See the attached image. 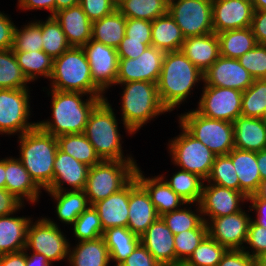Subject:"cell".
Returning <instances> with one entry per match:
<instances>
[{
  "label": "cell",
  "mask_w": 266,
  "mask_h": 266,
  "mask_svg": "<svg viewBox=\"0 0 266 266\" xmlns=\"http://www.w3.org/2000/svg\"><path fill=\"white\" fill-rule=\"evenodd\" d=\"M119 266H160L150 252L140 243Z\"/></svg>",
  "instance_id": "obj_55"
},
{
  "label": "cell",
  "mask_w": 266,
  "mask_h": 266,
  "mask_svg": "<svg viewBox=\"0 0 266 266\" xmlns=\"http://www.w3.org/2000/svg\"><path fill=\"white\" fill-rule=\"evenodd\" d=\"M247 200V197L240 191L221 187L216 184L202 189V195L199 202V211L209 214L210 218L227 216L241 211L239 201Z\"/></svg>",
  "instance_id": "obj_20"
},
{
  "label": "cell",
  "mask_w": 266,
  "mask_h": 266,
  "mask_svg": "<svg viewBox=\"0 0 266 266\" xmlns=\"http://www.w3.org/2000/svg\"><path fill=\"white\" fill-rule=\"evenodd\" d=\"M19 159L39 187L47 189L53 181L54 162L58 150L57 138L38 126L20 135Z\"/></svg>",
  "instance_id": "obj_3"
},
{
  "label": "cell",
  "mask_w": 266,
  "mask_h": 266,
  "mask_svg": "<svg viewBox=\"0 0 266 266\" xmlns=\"http://www.w3.org/2000/svg\"><path fill=\"white\" fill-rule=\"evenodd\" d=\"M253 12L252 3L245 0H212L214 33L251 27Z\"/></svg>",
  "instance_id": "obj_18"
},
{
  "label": "cell",
  "mask_w": 266,
  "mask_h": 266,
  "mask_svg": "<svg viewBox=\"0 0 266 266\" xmlns=\"http://www.w3.org/2000/svg\"><path fill=\"white\" fill-rule=\"evenodd\" d=\"M0 266H26V253L23 250L0 255Z\"/></svg>",
  "instance_id": "obj_62"
},
{
  "label": "cell",
  "mask_w": 266,
  "mask_h": 266,
  "mask_svg": "<svg viewBox=\"0 0 266 266\" xmlns=\"http://www.w3.org/2000/svg\"><path fill=\"white\" fill-rule=\"evenodd\" d=\"M128 209L127 228L139 237L160 217L149 194L138 183L136 177L129 182Z\"/></svg>",
  "instance_id": "obj_19"
},
{
  "label": "cell",
  "mask_w": 266,
  "mask_h": 266,
  "mask_svg": "<svg viewBox=\"0 0 266 266\" xmlns=\"http://www.w3.org/2000/svg\"><path fill=\"white\" fill-rule=\"evenodd\" d=\"M27 82L13 50H0V89H26Z\"/></svg>",
  "instance_id": "obj_40"
},
{
  "label": "cell",
  "mask_w": 266,
  "mask_h": 266,
  "mask_svg": "<svg viewBox=\"0 0 266 266\" xmlns=\"http://www.w3.org/2000/svg\"><path fill=\"white\" fill-rule=\"evenodd\" d=\"M136 169L130 157L122 161L102 160L90 167L84 188L89 205L124 188L135 177Z\"/></svg>",
  "instance_id": "obj_6"
},
{
  "label": "cell",
  "mask_w": 266,
  "mask_h": 266,
  "mask_svg": "<svg viewBox=\"0 0 266 266\" xmlns=\"http://www.w3.org/2000/svg\"><path fill=\"white\" fill-rule=\"evenodd\" d=\"M102 237L109 249L110 259L117 262L116 266L122 264L140 244V237L126 227L108 228Z\"/></svg>",
  "instance_id": "obj_32"
},
{
  "label": "cell",
  "mask_w": 266,
  "mask_h": 266,
  "mask_svg": "<svg viewBox=\"0 0 266 266\" xmlns=\"http://www.w3.org/2000/svg\"><path fill=\"white\" fill-rule=\"evenodd\" d=\"M163 1H165L167 4H169L173 0H163Z\"/></svg>",
  "instance_id": "obj_73"
},
{
  "label": "cell",
  "mask_w": 266,
  "mask_h": 266,
  "mask_svg": "<svg viewBox=\"0 0 266 266\" xmlns=\"http://www.w3.org/2000/svg\"><path fill=\"white\" fill-rule=\"evenodd\" d=\"M246 243L255 250V253L253 251V254H250L253 258H256L261 253L265 252L266 228L257 225L254 221H250Z\"/></svg>",
  "instance_id": "obj_53"
},
{
  "label": "cell",
  "mask_w": 266,
  "mask_h": 266,
  "mask_svg": "<svg viewBox=\"0 0 266 266\" xmlns=\"http://www.w3.org/2000/svg\"><path fill=\"white\" fill-rule=\"evenodd\" d=\"M185 37L167 12L152 21L151 46L164 52L180 51Z\"/></svg>",
  "instance_id": "obj_31"
},
{
  "label": "cell",
  "mask_w": 266,
  "mask_h": 266,
  "mask_svg": "<svg viewBox=\"0 0 266 266\" xmlns=\"http://www.w3.org/2000/svg\"><path fill=\"white\" fill-rule=\"evenodd\" d=\"M73 224L74 234L80 242L95 240L103 236L101 220L93 205L83 211Z\"/></svg>",
  "instance_id": "obj_47"
},
{
  "label": "cell",
  "mask_w": 266,
  "mask_h": 266,
  "mask_svg": "<svg viewBox=\"0 0 266 266\" xmlns=\"http://www.w3.org/2000/svg\"><path fill=\"white\" fill-rule=\"evenodd\" d=\"M51 79L52 90L103 97L102 92L93 83L90 65L82 47H71L54 58Z\"/></svg>",
  "instance_id": "obj_4"
},
{
  "label": "cell",
  "mask_w": 266,
  "mask_h": 266,
  "mask_svg": "<svg viewBox=\"0 0 266 266\" xmlns=\"http://www.w3.org/2000/svg\"><path fill=\"white\" fill-rule=\"evenodd\" d=\"M266 108V78L254 79L242 93L241 116L261 118Z\"/></svg>",
  "instance_id": "obj_42"
},
{
  "label": "cell",
  "mask_w": 266,
  "mask_h": 266,
  "mask_svg": "<svg viewBox=\"0 0 266 266\" xmlns=\"http://www.w3.org/2000/svg\"><path fill=\"white\" fill-rule=\"evenodd\" d=\"M18 65L28 81L41 75L51 78L53 72L54 59L43 50L38 51H13Z\"/></svg>",
  "instance_id": "obj_38"
},
{
  "label": "cell",
  "mask_w": 266,
  "mask_h": 266,
  "mask_svg": "<svg viewBox=\"0 0 266 266\" xmlns=\"http://www.w3.org/2000/svg\"><path fill=\"white\" fill-rule=\"evenodd\" d=\"M242 91L231 88L204 86V92L196 110L210 119L233 123L241 116Z\"/></svg>",
  "instance_id": "obj_12"
},
{
  "label": "cell",
  "mask_w": 266,
  "mask_h": 266,
  "mask_svg": "<svg viewBox=\"0 0 266 266\" xmlns=\"http://www.w3.org/2000/svg\"><path fill=\"white\" fill-rule=\"evenodd\" d=\"M129 183L106 199L93 204L101 220L103 230L112 227H126L129 219Z\"/></svg>",
  "instance_id": "obj_25"
},
{
  "label": "cell",
  "mask_w": 266,
  "mask_h": 266,
  "mask_svg": "<svg viewBox=\"0 0 266 266\" xmlns=\"http://www.w3.org/2000/svg\"><path fill=\"white\" fill-rule=\"evenodd\" d=\"M24 28L20 31L15 27L12 50L24 52L43 50L40 21L31 23Z\"/></svg>",
  "instance_id": "obj_48"
},
{
  "label": "cell",
  "mask_w": 266,
  "mask_h": 266,
  "mask_svg": "<svg viewBox=\"0 0 266 266\" xmlns=\"http://www.w3.org/2000/svg\"><path fill=\"white\" fill-rule=\"evenodd\" d=\"M152 21L126 18L125 36L151 46Z\"/></svg>",
  "instance_id": "obj_52"
},
{
  "label": "cell",
  "mask_w": 266,
  "mask_h": 266,
  "mask_svg": "<svg viewBox=\"0 0 266 266\" xmlns=\"http://www.w3.org/2000/svg\"><path fill=\"white\" fill-rule=\"evenodd\" d=\"M255 195L263 200H266V180L261 181L259 188Z\"/></svg>",
  "instance_id": "obj_67"
},
{
  "label": "cell",
  "mask_w": 266,
  "mask_h": 266,
  "mask_svg": "<svg viewBox=\"0 0 266 266\" xmlns=\"http://www.w3.org/2000/svg\"><path fill=\"white\" fill-rule=\"evenodd\" d=\"M106 99L101 100L91 111L84 135L102 160L123 159L117 120Z\"/></svg>",
  "instance_id": "obj_7"
},
{
  "label": "cell",
  "mask_w": 266,
  "mask_h": 266,
  "mask_svg": "<svg viewBox=\"0 0 266 266\" xmlns=\"http://www.w3.org/2000/svg\"><path fill=\"white\" fill-rule=\"evenodd\" d=\"M5 189L18 200L26 197L35 202L38 199L40 187L30 177V174L19 159H5Z\"/></svg>",
  "instance_id": "obj_29"
},
{
  "label": "cell",
  "mask_w": 266,
  "mask_h": 266,
  "mask_svg": "<svg viewBox=\"0 0 266 266\" xmlns=\"http://www.w3.org/2000/svg\"><path fill=\"white\" fill-rule=\"evenodd\" d=\"M218 266H255V258L250 255L249 251L227 250L222 256Z\"/></svg>",
  "instance_id": "obj_54"
},
{
  "label": "cell",
  "mask_w": 266,
  "mask_h": 266,
  "mask_svg": "<svg viewBox=\"0 0 266 266\" xmlns=\"http://www.w3.org/2000/svg\"><path fill=\"white\" fill-rule=\"evenodd\" d=\"M51 262L39 253H33V255L28 256L26 254V266H50Z\"/></svg>",
  "instance_id": "obj_63"
},
{
  "label": "cell",
  "mask_w": 266,
  "mask_h": 266,
  "mask_svg": "<svg viewBox=\"0 0 266 266\" xmlns=\"http://www.w3.org/2000/svg\"><path fill=\"white\" fill-rule=\"evenodd\" d=\"M117 9L126 17L153 21L168 11V4L163 0H122Z\"/></svg>",
  "instance_id": "obj_39"
},
{
  "label": "cell",
  "mask_w": 266,
  "mask_h": 266,
  "mask_svg": "<svg viewBox=\"0 0 266 266\" xmlns=\"http://www.w3.org/2000/svg\"><path fill=\"white\" fill-rule=\"evenodd\" d=\"M252 202L253 209H256L258 218L254 220L257 225L266 228V200L257 197L255 194L247 197Z\"/></svg>",
  "instance_id": "obj_60"
},
{
  "label": "cell",
  "mask_w": 266,
  "mask_h": 266,
  "mask_svg": "<svg viewBox=\"0 0 266 266\" xmlns=\"http://www.w3.org/2000/svg\"><path fill=\"white\" fill-rule=\"evenodd\" d=\"M140 243L160 265L175 263L174 234L161 217L142 234Z\"/></svg>",
  "instance_id": "obj_22"
},
{
  "label": "cell",
  "mask_w": 266,
  "mask_h": 266,
  "mask_svg": "<svg viewBox=\"0 0 266 266\" xmlns=\"http://www.w3.org/2000/svg\"><path fill=\"white\" fill-rule=\"evenodd\" d=\"M57 200L56 212L62 222L73 224L78 216L88 208V198L84 190L48 191Z\"/></svg>",
  "instance_id": "obj_37"
},
{
  "label": "cell",
  "mask_w": 266,
  "mask_h": 266,
  "mask_svg": "<svg viewBox=\"0 0 266 266\" xmlns=\"http://www.w3.org/2000/svg\"><path fill=\"white\" fill-rule=\"evenodd\" d=\"M147 47L148 45L142 43V41L129 40V37L124 36L116 50L119 58L136 59Z\"/></svg>",
  "instance_id": "obj_56"
},
{
  "label": "cell",
  "mask_w": 266,
  "mask_h": 266,
  "mask_svg": "<svg viewBox=\"0 0 266 266\" xmlns=\"http://www.w3.org/2000/svg\"><path fill=\"white\" fill-rule=\"evenodd\" d=\"M203 180L200 176L190 173L188 171H178L173 175L170 181H165L168 186L186 203L200 202Z\"/></svg>",
  "instance_id": "obj_41"
},
{
  "label": "cell",
  "mask_w": 266,
  "mask_h": 266,
  "mask_svg": "<svg viewBox=\"0 0 266 266\" xmlns=\"http://www.w3.org/2000/svg\"><path fill=\"white\" fill-rule=\"evenodd\" d=\"M69 245L57 225L50 219H41L35 225H28L26 247L42 254L48 261L61 260L69 254Z\"/></svg>",
  "instance_id": "obj_13"
},
{
  "label": "cell",
  "mask_w": 266,
  "mask_h": 266,
  "mask_svg": "<svg viewBox=\"0 0 266 266\" xmlns=\"http://www.w3.org/2000/svg\"><path fill=\"white\" fill-rule=\"evenodd\" d=\"M182 53L204 74L220 56L216 33L185 38Z\"/></svg>",
  "instance_id": "obj_24"
},
{
  "label": "cell",
  "mask_w": 266,
  "mask_h": 266,
  "mask_svg": "<svg viewBox=\"0 0 266 266\" xmlns=\"http://www.w3.org/2000/svg\"><path fill=\"white\" fill-rule=\"evenodd\" d=\"M220 55L226 58L238 59L256 45V39L251 27L226 30L217 34Z\"/></svg>",
  "instance_id": "obj_34"
},
{
  "label": "cell",
  "mask_w": 266,
  "mask_h": 266,
  "mask_svg": "<svg viewBox=\"0 0 266 266\" xmlns=\"http://www.w3.org/2000/svg\"><path fill=\"white\" fill-rule=\"evenodd\" d=\"M135 177L138 183L149 194L151 202L156 208L159 216L171 211L178 210L179 205L185 202L179 195H177L166 182H163V177L144 178L139 168L137 167ZM176 208V209H175Z\"/></svg>",
  "instance_id": "obj_28"
},
{
  "label": "cell",
  "mask_w": 266,
  "mask_h": 266,
  "mask_svg": "<svg viewBox=\"0 0 266 266\" xmlns=\"http://www.w3.org/2000/svg\"><path fill=\"white\" fill-rule=\"evenodd\" d=\"M116 4L120 3L122 0H113Z\"/></svg>",
  "instance_id": "obj_72"
},
{
  "label": "cell",
  "mask_w": 266,
  "mask_h": 266,
  "mask_svg": "<svg viewBox=\"0 0 266 266\" xmlns=\"http://www.w3.org/2000/svg\"><path fill=\"white\" fill-rule=\"evenodd\" d=\"M200 79H204L203 73L181 50L165 52L157 89L161 103L167 111H172L184 101L194 83Z\"/></svg>",
  "instance_id": "obj_1"
},
{
  "label": "cell",
  "mask_w": 266,
  "mask_h": 266,
  "mask_svg": "<svg viewBox=\"0 0 266 266\" xmlns=\"http://www.w3.org/2000/svg\"><path fill=\"white\" fill-rule=\"evenodd\" d=\"M180 123L181 128L201 141L216 156L226 155L235 148L231 122L210 119L194 110L180 117Z\"/></svg>",
  "instance_id": "obj_8"
},
{
  "label": "cell",
  "mask_w": 266,
  "mask_h": 266,
  "mask_svg": "<svg viewBox=\"0 0 266 266\" xmlns=\"http://www.w3.org/2000/svg\"><path fill=\"white\" fill-rule=\"evenodd\" d=\"M5 159L0 160V189H5Z\"/></svg>",
  "instance_id": "obj_66"
},
{
  "label": "cell",
  "mask_w": 266,
  "mask_h": 266,
  "mask_svg": "<svg viewBox=\"0 0 266 266\" xmlns=\"http://www.w3.org/2000/svg\"><path fill=\"white\" fill-rule=\"evenodd\" d=\"M84 93L52 90V111L54 123L37 122L44 132L55 136L84 133L91 111L104 97L90 96L87 102L81 100Z\"/></svg>",
  "instance_id": "obj_2"
},
{
  "label": "cell",
  "mask_w": 266,
  "mask_h": 266,
  "mask_svg": "<svg viewBox=\"0 0 266 266\" xmlns=\"http://www.w3.org/2000/svg\"><path fill=\"white\" fill-rule=\"evenodd\" d=\"M160 217L174 235L187 230L197 229L204 221H206L204 218L194 214L190 210L187 211V209H178L167 212Z\"/></svg>",
  "instance_id": "obj_49"
},
{
  "label": "cell",
  "mask_w": 266,
  "mask_h": 266,
  "mask_svg": "<svg viewBox=\"0 0 266 266\" xmlns=\"http://www.w3.org/2000/svg\"><path fill=\"white\" fill-rule=\"evenodd\" d=\"M175 0L168 4V13L185 38L213 33L212 0Z\"/></svg>",
  "instance_id": "obj_9"
},
{
  "label": "cell",
  "mask_w": 266,
  "mask_h": 266,
  "mask_svg": "<svg viewBox=\"0 0 266 266\" xmlns=\"http://www.w3.org/2000/svg\"><path fill=\"white\" fill-rule=\"evenodd\" d=\"M19 6L24 9H48L52 12L51 17L55 14V0H19Z\"/></svg>",
  "instance_id": "obj_61"
},
{
  "label": "cell",
  "mask_w": 266,
  "mask_h": 266,
  "mask_svg": "<svg viewBox=\"0 0 266 266\" xmlns=\"http://www.w3.org/2000/svg\"><path fill=\"white\" fill-rule=\"evenodd\" d=\"M252 5L254 10H266V0H253Z\"/></svg>",
  "instance_id": "obj_68"
},
{
  "label": "cell",
  "mask_w": 266,
  "mask_h": 266,
  "mask_svg": "<svg viewBox=\"0 0 266 266\" xmlns=\"http://www.w3.org/2000/svg\"><path fill=\"white\" fill-rule=\"evenodd\" d=\"M240 184V192L246 197L254 195L261 183L257 164V152L233 148L229 153Z\"/></svg>",
  "instance_id": "obj_27"
},
{
  "label": "cell",
  "mask_w": 266,
  "mask_h": 266,
  "mask_svg": "<svg viewBox=\"0 0 266 266\" xmlns=\"http://www.w3.org/2000/svg\"><path fill=\"white\" fill-rule=\"evenodd\" d=\"M57 142L61 151L89 167L102 161L84 133L62 135L57 137Z\"/></svg>",
  "instance_id": "obj_36"
},
{
  "label": "cell",
  "mask_w": 266,
  "mask_h": 266,
  "mask_svg": "<svg viewBox=\"0 0 266 266\" xmlns=\"http://www.w3.org/2000/svg\"><path fill=\"white\" fill-rule=\"evenodd\" d=\"M14 30L11 20L0 13V50L13 48Z\"/></svg>",
  "instance_id": "obj_58"
},
{
  "label": "cell",
  "mask_w": 266,
  "mask_h": 266,
  "mask_svg": "<svg viewBox=\"0 0 266 266\" xmlns=\"http://www.w3.org/2000/svg\"><path fill=\"white\" fill-rule=\"evenodd\" d=\"M257 164L261 180H266V149L257 152Z\"/></svg>",
  "instance_id": "obj_64"
},
{
  "label": "cell",
  "mask_w": 266,
  "mask_h": 266,
  "mask_svg": "<svg viewBox=\"0 0 266 266\" xmlns=\"http://www.w3.org/2000/svg\"><path fill=\"white\" fill-rule=\"evenodd\" d=\"M68 260L73 266H107L111 259L104 238L100 237L79 242Z\"/></svg>",
  "instance_id": "obj_35"
},
{
  "label": "cell",
  "mask_w": 266,
  "mask_h": 266,
  "mask_svg": "<svg viewBox=\"0 0 266 266\" xmlns=\"http://www.w3.org/2000/svg\"><path fill=\"white\" fill-rule=\"evenodd\" d=\"M22 206V201L18 200L6 189H0V216L11 215Z\"/></svg>",
  "instance_id": "obj_59"
},
{
  "label": "cell",
  "mask_w": 266,
  "mask_h": 266,
  "mask_svg": "<svg viewBox=\"0 0 266 266\" xmlns=\"http://www.w3.org/2000/svg\"><path fill=\"white\" fill-rule=\"evenodd\" d=\"M27 89H0V132L21 135L34 129L37 123H27L29 97Z\"/></svg>",
  "instance_id": "obj_11"
},
{
  "label": "cell",
  "mask_w": 266,
  "mask_h": 266,
  "mask_svg": "<svg viewBox=\"0 0 266 266\" xmlns=\"http://www.w3.org/2000/svg\"><path fill=\"white\" fill-rule=\"evenodd\" d=\"M80 0H55V12L79 4Z\"/></svg>",
  "instance_id": "obj_65"
},
{
  "label": "cell",
  "mask_w": 266,
  "mask_h": 266,
  "mask_svg": "<svg viewBox=\"0 0 266 266\" xmlns=\"http://www.w3.org/2000/svg\"><path fill=\"white\" fill-rule=\"evenodd\" d=\"M82 49L90 65L94 85L103 92L109 85L116 84L119 64L117 50L93 39Z\"/></svg>",
  "instance_id": "obj_14"
},
{
  "label": "cell",
  "mask_w": 266,
  "mask_h": 266,
  "mask_svg": "<svg viewBox=\"0 0 266 266\" xmlns=\"http://www.w3.org/2000/svg\"><path fill=\"white\" fill-rule=\"evenodd\" d=\"M41 31L42 49L53 59L71 48L60 24L54 17L50 16L45 23H41Z\"/></svg>",
  "instance_id": "obj_43"
},
{
  "label": "cell",
  "mask_w": 266,
  "mask_h": 266,
  "mask_svg": "<svg viewBox=\"0 0 266 266\" xmlns=\"http://www.w3.org/2000/svg\"><path fill=\"white\" fill-rule=\"evenodd\" d=\"M212 225L208 224V235L224 246L227 250L244 249L248 228L251 221L242 210L227 216L212 218Z\"/></svg>",
  "instance_id": "obj_17"
},
{
  "label": "cell",
  "mask_w": 266,
  "mask_h": 266,
  "mask_svg": "<svg viewBox=\"0 0 266 266\" xmlns=\"http://www.w3.org/2000/svg\"><path fill=\"white\" fill-rule=\"evenodd\" d=\"M236 149L258 152L266 149V124L261 118L239 116L233 122Z\"/></svg>",
  "instance_id": "obj_26"
},
{
  "label": "cell",
  "mask_w": 266,
  "mask_h": 266,
  "mask_svg": "<svg viewBox=\"0 0 266 266\" xmlns=\"http://www.w3.org/2000/svg\"><path fill=\"white\" fill-rule=\"evenodd\" d=\"M239 63L254 79L266 78V45L257 44L238 58Z\"/></svg>",
  "instance_id": "obj_50"
},
{
  "label": "cell",
  "mask_w": 266,
  "mask_h": 266,
  "mask_svg": "<svg viewBox=\"0 0 266 266\" xmlns=\"http://www.w3.org/2000/svg\"><path fill=\"white\" fill-rule=\"evenodd\" d=\"M160 266H188V265L185 262H177V263L163 264Z\"/></svg>",
  "instance_id": "obj_70"
},
{
  "label": "cell",
  "mask_w": 266,
  "mask_h": 266,
  "mask_svg": "<svg viewBox=\"0 0 266 266\" xmlns=\"http://www.w3.org/2000/svg\"><path fill=\"white\" fill-rule=\"evenodd\" d=\"M206 86L231 88L244 92L252 85L254 78L239 63L238 59L219 56L203 74Z\"/></svg>",
  "instance_id": "obj_16"
},
{
  "label": "cell",
  "mask_w": 266,
  "mask_h": 266,
  "mask_svg": "<svg viewBox=\"0 0 266 266\" xmlns=\"http://www.w3.org/2000/svg\"><path fill=\"white\" fill-rule=\"evenodd\" d=\"M251 29L257 44L266 45V10H254Z\"/></svg>",
  "instance_id": "obj_57"
},
{
  "label": "cell",
  "mask_w": 266,
  "mask_h": 266,
  "mask_svg": "<svg viewBox=\"0 0 266 266\" xmlns=\"http://www.w3.org/2000/svg\"><path fill=\"white\" fill-rule=\"evenodd\" d=\"M53 17L60 24L71 47H82L92 38V22L79 4L61 9Z\"/></svg>",
  "instance_id": "obj_23"
},
{
  "label": "cell",
  "mask_w": 266,
  "mask_h": 266,
  "mask_svg": "<svg viewBox=\"0 0 266 266\" xmlns=\"http://www.w3.org/2000/svg\"><path fill=\"white\" fill-rule=\"evenodd\" d=\"M0 216V255L26 250L27 228L31 220Z\"/></svg>",
  "instance_id": "obj_30"
},
{
  "label": "cell",
  "mask_w": 266,
  "mask_h": 266,
  "mask_svg": "<svg viewBox=\"0 0 266 266\" xmlns=\"http://www.w3.org/2000/svg\"><path fill=\"white\" fill-rule=\"evenodd\" d=\"M125 26L126 17L116 9L110 15L92 22L91 39L116 49L124 39Z\"/></svg>",
  "instance_id": "obj_33"
},
{
  "label": "cell",
  "mask_w": 266,
  "mask_h": 266,
  "mask_svg": "<svg viewBox=\"0 0 266 266\" xmlns=\"http://www.w3.org/2000/svg\"><path fill=\"white\" fill-rule=\"evenodd\" d=\"M226 251L224 246L207 235L185 263L188 266H218Z\"/></svg>",
  "instance_id": "obj_45"
},
{
  "label": "cell",
  "mask_w": 266,
  "mask_h": 266,
  "mask_svg": "<svg viewBox=\"0 0 266 266\" xmlns=\"http://www.w3.org/2000/svg\"><path fill=\"white\" fill-rule=\"evenodd\" d=\"M116 84L126 85L122 96V115L129 133L137 131L153 116L167 112L161 103L156 83L131 81Z\"/></svg>",
  "instance_id": "obj_5"
},
{
  "label": "cell",
  "mask_w": 266,
  "mask_h": 266,
  "mask_svg": "<svg viewBox=\"0 0 266 266\" xmlns=\"http://www.w3.org/2000/svg\"><path fill=\"white\" fill-rule=\"evenodd\" d=\"M211 179L218 186L240 191L239 179L229 154L215 156L211 173L207 178L209 183Z\"/></svg>",
  "instance_id": "obj_46"
},
{
  "label": "cell",
  "mask_w": 266,
  "mask_h": 266,
  "mask_svg": "<svg viewBox=\"0 0 266 266\" xmlns=\"http://www.w3.org/2000/svg\"><path fill=\"white\" fill-rule=\"evenodd\" d=\"M261 120L266 124V108H265V111L261 117Z\"/></svg>",
  "instance_id": "obj_71"
},
{
  "label": "cell",
  "mask_w": 266,
  "mask_h": 266,
  "mask_svg": "<svg viewBox=\"0 0 266 266\" xmlns=\"http://www.w3.org/2000/svg\"><path fill=\"white\" fill-rule=\"evenodd\" d=\"M79 5L91 22L100 20L117 9L113 0H80Z\"/></svg>",
  "instance_id": "obj_51"
},
{
  "label": "cell",
  "mask_w": 266,
  "mask_h": 266,
  "mask_svg": "<svg viewBox=\"0 0 266 266\" xmlns=\"http://www.w3.org/2000/svg\"><path fill=\"white\" fill-rule=\"evenodd\" d=\"M255 266H266V251L255 258Z\"/></svg>",
  "instance_id": "obj_69"
},
{
  "label": "cell",
  "mask_w": 266,
  "mask_h": 266,
  "mask_svg": "<svg viewBox=\"0 0 266 266\" xmlns=\"http://www.w3.org/2000/svg\"><path fill=\"white\" fill-rule=\"evenodd\" d=\"M171 142L169 147L175 164L181 166L182 170L206 180L211 173L216 155L184 128L183 133Z\"/></svg>",
  "instance_id": "obj_10"
},
{
  "label": "cell",
  "mask_w": 266,
  "mask_h": 266,
  "mask_svg": "<svg viewBox=\"0 0 266 266\" xmlns=\"http://www.w3.org/2000/svg\"><path fill=\"white\" fill-rule=\"evenodd\" d=\"M208 221H204L197 229L187 230L174 235L175 263L186 262L194 250L208 235Z\"/></svg>",
  "instance_id": "obj_44"
},
{
  "label": "cell",
  "mask_w": 266,
  "mask_h": 266,
  "mask_svg": "<svg viewBox=\"0 0 266 266\" xmlns=\"http://www.w3.org/2000/svg\"><path fill=\"white\" fill-rule=\"evenodd\" d=\"M165 52L148 46L136 59L119 58L116 83L131 81L158 82Z\"/></svg>",
  "instance_id": "obj_15"
},
{
  "label": "cell",
  "mask_w": 266,
  "mask_h": 266,
  "mask_svg": "<svg viewBox=\"0 0 266 266\" xmlns=\"http://www.w3.org/2000/svg\"><path fill=\"white\" fill-rule=\"evenodd\" d=\"M89 169L88 165L79 162L58 148L54 162L53 181L46 191H63V182L71 185L73 190H84Z\"/></svg>",
  "instance_id": "obj_21"
}]
</instances>
